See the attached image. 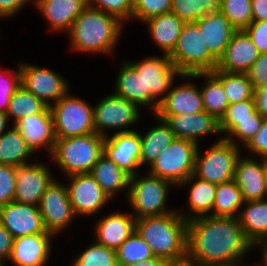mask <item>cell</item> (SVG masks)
Instances as JSON below:
<instances>
[{
    "label": "cell",
    "instance_id": "1",
    "mask_svg": "<svg viewBox=\"0 0 267 266\" xmlns=\"http://www.w3.org/2000/svg\"><path fill=\"white\" fill-rule=\"evenodd\" d=\"M253 247L238 218L203 216L187 221V262L231 266L242 262Z\"/></svg>",
    "mask_w": 267,
    "mask_h": 266
},
{
    "label": "cell",
    "instance_id": "2",
    "mask_svg": "<svg viewBox=\"0 0 267 266\" xmlns=\"http://www.w3.org/2000/svg\"><path fill=\"white\" fill-rule=\"evenodd\" d=\"M136 232L151 248L154 256L181 266L187 258V221L179 211L162 216L136 219Z\"/></svg>",
    "mask_w": 267,
    "mask_h": 266
},
{
    "label": "cell",
    "instance_id": "3",
    "mask_svg": "<svg viewBox=\"0 0 267 266\" xmlns=\"http://www.w3.org/2000/svg\"><path fill=\"white\" fill-rule=\"evenodd\" d=\"M124 22L116 16L89 5L77 16L68 34L71 50L91 53H113Z\"/></svg>",
    "mask_w": 267,
    "mask_h": 266
},
{
    "label": "cell",
    "instance_id": "4",
    "mask_svg": "<svg viewBox=\"0 0 267 266\" xmlns=\"http://www.w3.org/2000/svg\"><path fill=\"white\" fill-rule=\"evenodd\" d=\"M105 137L96 133L56 139L50 155L64 175L90 173L103 155Z\"/></svg>",
    "mask_w": 267,
    "mask_h": 266
},
{
    "label": "cell",
    "instance_id": "5",
    "mask_svg": "<svg viewBox=\"0 0 267 266\" xmlns=\"http://www.w3.org/2000/svg\"><path fill=\"white\" fill-rule=\"evenodd\" d=\"M168 56L182 75L212 72L218 65L194 22L184 23L177 44Z\"/></svg>",
    "mask_w": 267,
    "mask_h": 266
},
{
    "label": "cell",
    "instance_id": "6",
    "mask_svg": "<svg viewBox=\"0 0 267 266\" xmlns=\"http://www.w3.org/2000/svg\"><path fill=\"white\" fill-rule=\"evenodd\" d=\"M56 139L95 133L94 107L69 93L49 107Z\"/></svg>",
    "mask_w": 267,
    "mask_h": 266
},
{
    "label": "cell",
    "instance_id": "7",
    "mask_svg": "<svg viewBox=\"0 0 267 266\" xmlns=\"http://www.w3.org/2000/svg\"><path fill=\"white\" fill-rule=\"evenodd\" d=\"M130 177L129 191L127 192L132 215L138 219L145 216H162L176 212L166 207L169 188L173 187L170 181L148 174V176ZM172 185V186H171Z\"/></svg>",
    "mask_w": 267,
    "mask_h": 266
},
{
    "label": "cell",
    "instance_id": "8",
    "mask_svg": "<svg viewBox=\"0 0 267 266\" xmlns=\"http://www.w3.org/2000/svg\"><path fill=\"white\" fill-rule=\"evenodd\" d=\"M198 146L194 141L174 138L151 163L149 173L179 186L194 174Z\"/></svg>",
    "mask_w": 267,
    "mask_h": 266
},
{
    "label": "cell",
    "instance_id": "9",
    "mask_svg": "<svg viewBox=\"0 0 267 266\" xmlns=\"http://www.w3.org/2000/svg\"><path fill=\"white\" fill-rule=\"evenodd\" d=\"M162 56H148L138 63L127 61L138 73L143 75L144 107L151 106L152 114L157 112L160 103L166 97L165 93L172 88L175 77L182 75L168 54Z\"/></svg>",
    "mask_w": 267,
    "mask_h": 266
},
{
    "label": "cell",
    "instance_id": "10",
    "mask_svg": "<svg viewBox=\"0 0 267 266\" xmlns=\"http://www.w3.org/2000/svg\"><path fill=\"white\" fill-rule=\"evenodd\" d=\"M239 149V146L222 137L204 155L197 148L194 175L215 184L234 179L236 162L241 154Z\"/></svg>",
    "mask_w": 267,
    "mask_h": 266
},
{
    "label": "cell",
    "instance_id": "11",
    "mask_svg": "<svg viewBox=\"0 0 267 266\" xmlns=\"http://www.w3.org/2000/svg\"><path fill=\"white\" fill-rule=\"evenodd\" d=\"M140 107L114 93L107 95L94 106L95 133L108 136L107 129H121L117 132L134 131L128 127L139 121ZM128 129H122V128Z\"/></svg>",
    "mask_w": 267,
    "mask_h": 266
},
{
    "label": "cell",
    "instance_id": "12",
    "mask_svg": "<svg viewBox=\"0 0 267 266\" xmlns=\"http://www.w3.org/2000/svg\"><path fill=\"white\" fill-rule=\"evenodd\" d=\"M20 64L21 85L48 107L69 92L68 81L57 72L47 67Z\"/></svg>",
    "mask_w": 267,
    "mask_h": 266
},
{
    "label": "cell",
    "instance_id": "13",
    "mask_svg": "<svg viewBox=\"0 0 267 266\" xmlns=\"http://www.w3.org/2000/svg\"><path fill=\"white\" fill-rule=\"evenodd\" d=\"M38 207L46 231L53 235L69 228V224L76 216L67 187L57 180L45 190Z\"/></svg>",
    "mask_w": 267,
    "mask_h": 266
},
{
    "label": "cell",
    "instance_id": "14",
    "mask_svg": "<svg viewBox=\"0 0 267 266\" xmlns=\"http://www.w3.org/2000/svg\"><path fill=\"white\" fill-rule=\"evenodd\" d=\"M67 187L69 200L76 216H91L105 207L112 200L96 182L90 173L68 176Z\"/></svg>",
    "mask_w": 267,
    "mask_h": 266
},
{
    "label": "cell",
    "instance_id": "15",
    "mask_svg": "<svg viewBox=\"0 0 267 266\" xmlns=\"http://www.w3.org/2000/svg\"><path fill=\"white\" fill-rule=\"evenodd\" d=\"M54 180L46 164L33 162L16 167L14 201L39 206L45 190Z\"/></svg>",
    "mask_w": 267,
    "mask_h": 266
},
{
    "label": "cell",
    "instance_id": "16",
    "mask_svg": "<svg viewBox=\"0 0 267 266\" xmlns=\"http://www.w3.org/2000/svg\"><path fill=\"white\" fill-rule=\"evenodd\" d=\"M140 149L141 138L137 131L116 132L104 139L103 154L130 177L139 174Z\"/></svg>",
    "mask_w": 267,
    "mask_h": 266
},
{
    "label": "cell",
    "instance_id": "17",
    "mask_svg": "<svg viewBox=\"0 0 267 266\" xmlns=\"http://www.w3.org/2000/svg\"><path fill=\"white\" fill-rule=\"evenodd\" d=\"M0 223L13 238L30 234H51L44 227L38 206L12 201L0 208Z\"/></svg>",
    "mask_w": 267,
    "mask_h": 266
},
{
    "label": "cell",
    "instance_id": "18",
    "mask_svg": "<svg viewBox=\"0 0 267 266\" xmlns=\"http://www.w3.org/2000/svg\"><path fill=\"white\" fill-rule=\"evenodd\" d=\"M164 120L174 133L175 138L194 141L199 144V139L208 134H219V120L206 111L195 114L156 115Z\"/></svg>",
    "mask_w": 267,
    "mask_h": 266
},
{
    "label": "cell",
    "instance_id": "19",
    "mask_svg": "<svg viewBox=\"0 0 267 266\" xmlns=\"http://www.w3.org/2000/svg\"><path fill=\"white\" fill-rule=\"evenodd\" d=\"M259 52L245 30H237L227 45L215 70L246 73L258 59Z\"/></svg>",
    "mask_w": 267,
    "mask_h": 266
},
{
    "label": "cell",
    "instance_id": "20",
    "mask_svg": "<svg viewBox=\"0 0 267 266\" xmlns=\"http://www.w3.org/2000/svg\"><path fill=\"white\" fill-rule=\"evenodd\" d=\"M53 234H30L15 238L9 260L15 266H45Z\"/></svg>",
    "mask_w": 267,
    "mask_h": 266
},
{
    "label": "cell",
    "instance_id": "21",
    "mask_svg": "<svg viewBox=\"0 0 267 266\" xmlns=\"http://www.w3.org/2000/svg\"><path fill=\"white\" fill-rule=\"evenodd\" d=\"M15 127L34 153L40 148H46L51 155L56 138L49 107L43 113L22 118L15 124Z\"/></svg>",
    "mask_w": 267,
    "mask_h": 266
},
{
    "label": "cell",
    "instance_id": "22",
    "mask_svg": "<svg viewBox=\"0 0 267 266\" xmlns=\"http://www.w3.org/2000/svg\"><path fill=\"white\" fill-rule=\"evenodd\" d=\"M259 160L261 162L254 157L241 158L239 156L236 162L234 180L242 192L245 202L267 198L263 158H259Z\"/></svg>",
    "mask_w": 267,
    "mask_h": 266
},
{
    "label": "cell",
    "instance_id": "23",
    "mask_svg": "<svg viewBox=\"0 0 267 266\" xmlns=\"http://www.w3.org/2000/svg\"><path fill=\"white\" fill-rule=\"evenodd\" d=\"M94 230L98 244L117 250L136 231V218L132 213L113 212L100 219Z\"/></svg>",
    "mask_w": 267,
    "mask_h": 266
},
{
    "label": "cell",
    "instance_id": "24",
    "mask_svg": "<svg viewBox=\"0 0 267 266\" xmlns=\"http://www.w3.org/2000/svg\"><path fill=\"white\" fill-rule=\"evenodd\" d=\"M194 23L210 53L219 60L237 30L223 13L205 15Z\"/></svg>",
    "mask_w": 267,
    "mask_h": 266
},
{
    "label": "cell",
    "instance_id": "25",
    "mask_svg": "<svg viewBox=\"0 0 267 266\" xmlns=\"http://www.w3.org/2000/svg\"><path fill=\"white\" fill-rule=\"evenodd\" d=\"M38 11L49 22L52 31L71 29L77 16L88 6V0H34Z\"/></svg>",
    "mask_w": 267,
    "mask_h": 266
},
{
    "label": "cell",
    "instance_id": "26",
    "mask_svg": "<svg viewBox=\"0 0 267 266\" xmlns=\"http://www.w3.org/2000/svg\"><path fill=\"white\" fill-rule=\"evenodd\" d=\"M195 85L186 82L170 89L155 115L195 114L205 111L201 91Z\"/></svg>",
    "mask_w": 267,
    "mask_h": 266
},
{
    "label": "cell",
    "instance_id": "27",
    "mask_svg": "<svg viewBox=\"0 0 267 266\" xmlns=\"http://www.w3.org/2000/svg\"><path fill=\"white\" fill-rule=\"evenodd\" d=\"M189 200H188V208H190L189 214H183L179 212L180 216L189 221L194 218L210 216L211 211L213 209V204L215 201V192L217 188V184L211 183L205 180H202L196 177L194 174L191 175L188 179L182 182L178 188H182L187 184H191ZM192 212V215L190 213ZM190 215V216H189Z\"/></svg>",
    "mask_w": 267,
    "mask_h": 266
},
{
    "label": "cell",
    "instance_id": "28",
    "mask_svg": "<svg viewBox=\"0 0 267 266\" xmlns=\"http://www.w3.org/2000/svg\"><path fill=\"white\" fill-rule=\"evenodd\" d=\"M238 220L247 239L254 245L267 241V198L244 202Z\"/></svg>",
    "mask_w": 267,
    "mask_h": 266
},
{
    "label": "cell",
    "instance_id": "29",
    "mask_svg": "<svg viewBox=\"0 0 267 266\" xmlns=\"http://www.w3.org/2000/svg\"><path fill=\"white\" fill-rule=\"evenodd\" d=\"M144 22L163 54L169 55L177 44L184 22L171 12L151 17Z\"/></svg>",
    "mask_w": 267,
    "mask_h": 266
},
{
    "label": "cell",
    "instance_id": "30",
    "mask_svg": "<svg viewBox=\"0 0 267 266\" xmlns=\"http://www.w3.org/2000/svg\"><path fill=\"white\" fill-rule=\"evenodd\" d=\"M90 174L111 199L122 189L129 191L130 176L104 154L92 167Z\"/></svg>",
    "mask_w": 267,
    "mask_h": 266
},
{
    "label": "cell",
    "instance_id": "31",
    "mask_svg": "<svg viewBox=\"0 0 267 266\" xmlns=\"http://www.w3.org/2000/svg\"><path fill=\"white\" fill-rule=\"evenodd\" d=\"M158 124L140 135L141 149H140V163L151 165V163L161 154V151L168 147L174 140L175 136L170 126L162 119L158 118L155 114Z\"/></svg>",
    "mask_w": 267,
    "mask_h": 266
},
{
    "label": "cell",
    "instance_id": "32",
    "mask_svg": "<svg viewBox=\"0 0 267 266\" xmlns=\"http://www.w3.org/2000/svg\"><path fill=\"white\" fill-rule=\"evenodd\" d=\"M181 77L183 79L204 78V87L200 89L204 110L220 120L229 106V101L221 82L211 72L181 75Z\"/></svg>",
    "mask_w": 267,
    "mask_h": 266
},
{
    "label": "cell",
    "instance_id": "33",
    "mask_svg": "<svg viewBox=\"0 0 267 266\" xmlns=\"http://www.w3.org/2000/svg\"><path fill=\"white\" fill-rule=\"evenodd\" d=\"M33 154L34 151L15 125L0 136V164L18 167L27 164Z\"/></svg>",
    "mask_w": 267,
    "mask_h": 266
},
{
    "label": "cell",
    "instance_id": "34",
    "mask_svg": "<svg viewBox=\"0 0 267 266\" xmlns=\"http://www.w3.org/2000/svg\"><path fill=\"white\" fill-rule=\"evenodd\" d=\"M244 202L242 192L234 179L217 184L212 209L214 211L210 216L238 218L240 208H242Z\"/></svg>",
    "mask_w": 267,
    "mask_h": 266
},
{
    "label": "cell",
    "instance_id": "35",
    "mask_svg": "<svg viewBox=\"0 0 267 266\" xmlns=\"http://www.w3.org/2000/svg\"><path fill=\"white\" fill-rule=\"evenodd\" d=\"M116 78L114 94L144 107V82L142 73H138L127 61L123 62Z\"/></svg>",
    "mask_w": 267,
    "mask_h": 266
},
{
    "label": "cell",
    "instance_id": "36",
    "mask_svg": "<svg viewBox=\"0 0 267 266\" xmlns=\"http://www.w3.org/2000/svg\"><path fill=\"white\" fill-rule=\"evenodd\" d=\"M222 84L229 104L254 99V87L246 73L214 70L211 72Z\"/></svg>",
    "mask_w": 267,
    "mask_h": 266
},
{
    "label": "cell",
    "instance_id": "37",
    "mask_svg": "<svg viewBox=\"0 0 267 266\" xmlns=\"http://www.w3.org/2000/svg\"><path fill=\"white\" fill-rule=\"evenodd\" d=\"M171 13L184 23L196 22L205 15L221 13V0H172Z\"/></svg>",
    "mask_w": 267,
    "mask_h": 266
},
{
    "label": "cell",
    "instance_id": "38",
    "mask_svg": "<svg viewBox=\"0 0 267 266\" xmlns=\"http://www.w3.org/2000/svg\"><path fill=\"white\" fill-rule=\"evenodd\" d=\"M48 106L22 85L12 95L6 114L12 116L13 125L26 116L43 113Z\"/></svg>",
    "mask_w": 267,
    "mask_h": 266
},
{
    "label": "cell",
    "instance_id": "39",
    "mask_svg": "<svg viewBox=\"0 0 267 266\" xmlns=\"http://www.w3.org/2000/svg\"><path fill=\"white\" fill-rule=\"evenodd\" d=\"M116 256L118 266H126L155 257L151 248L136 231L116 250Z\"/></svg>",
    "mask_w": 267,
    "mask_h": 266
},
{
    "label": "cell",
    "instance_id": "40",
    "mask_svg": "<svg viewBox=\"0 0 267 266\" xmlns=\"http://www.w3.org/2000/svg\"><path fill=\"white\" fill-rule=\"evenodd\" d=\"M71 266H118L116 250L94 242L77 256Z\"/></svg>",
    "mask_w": 267,
    "mask_h": 266
},
{
    "label": "cell",
    "instance_id": "41",
    "mask_svg": "<svg viewBox=\"0 0 267 266\" xmlns=\"http://www.w3.org/2000/svg\"><path fill=\"white\" fill-rule=\"evenodd\" d=\"M221 13L236 30H245L253 21L251 0H221Z\"/></svg>",
    "mask_w": 267,
    "mask_h": 266
},
{
    "label": "cell",
    "instance_id": "42",
    "mask_svg": "<svg viewBox=\"0 0 267 266\" xmlns=\"http://www.w3.org/2000/svg\"><path fill=\"white\" fill-rule=\"evenodd\" d=\"M262 121L263 117L257 112V110H255L252 113V118L235 119V125L222 138L237 146H239V144L236 141L239 140L242 146L245 147V145L259 130Z\"/></svg>",
    "mask_w": 267,
    "mask_h": 266
},
{
    "label": "cell",
    "instance_id": "43",
    "mask_svg": "<svg viewBox=\"0 0 267 266\" xmlns=\"http://www.w3.org/2000/svg\"><path fill=\"white\" fill-rule=\"evenodd\" d=\"M255 110L254 99L229 104L225 114L219 120L221 135L226 134L235 125V119L252 118V113Z\"/></svg>",
    "mask_w": 267,
    "mask_h": 266
},
{
    "label": "cell",
    "instance_id": "44",
    "mask_svg": "<svg viewBox=\"0 0 267 266\" xmlns=\"http://www.w3.org/2000/svg\"><path fill=\"white\" fill-rule=\"evenodd\" d=\"M172 0H134L132 19L146 21L147 19L171 12Z\"/></svg>",
    "mask_w": 267,
    "mask_h": 266
},
{
    "label": "cell",
    "instance_id": "45",
    "mask_svg": "<svg viewBox=\"0 0 267 266\" xmlns=\"http://www.w3.org/2000/svg\"><path fill=\"white\" fill-rule=\"evenodd\" d=\"M20 85L21 75L19 65L16 71L10 70V68L5 70L0 69V111L7 112L10 99Z\"/></svg>",
    "mask_w": 267,
    "mask_h": 266
},
{
    "label": "cell",
    "instance_id": "46",
    "mask_svg": "<svg viewBox=\"0 0 267 266\" xmlns=\"http://www.w3.org/2000/svg\"><path fill=\"white\" fill-rule=\"evenodd\" d=\"M88 5L116 16L120 21L132 19L134 0H88Z\"/></svg>",
    "mask_w": 267,
    "mask_h": 266
},
{
    "label": "cell",
    "instance_id": "47",
    "mask_svg": "<svg viewBox=\"0 0 267 266\" xmlns=\"http://www.w3.org/2000/svg\"><path fill=\"white\" fill-rule=\"evenodd\" d=\"M16 167L0 164V208L14 201Z\"/></svg>",
    "mask_w": 267,
    "mask_h": 266
},
{
    "label": "cell",
    "instance_id": "48",
    "mask_svg": "<svg viewBox=\"0 0 267 266\" xmlns=\"http://www.w3.org/2000/svg\"><path fill=\"white\" fill-rule=\"evenodd\" d=\"M245 31L251 37L259 54L267 53V20L252 21Z\"/></svg>",
    "mask_w": 267,
    "mask_h": 266
},
{
    "label": "cell",
    "instance_id": "49",
    "mask_svg": "<svg viewBox=\"0 0 267 266\" xmlns=\"http://www.w3.org/2000/svg\"><path fill=\"white\" fill-rule=\"evenodd\" d=\"M245 146L249 152L257 154L256 157L267 158V118H263L259 130Z\"/></svg>",
    "mask_w": 267,
    "mask_h": 266
},
{
    "label": "cell",
    "instance_id": "50",
    "mask_svg": "<svg viewBox=\"0 0 267 266\" xmlns=\"http://www.w3.org/2000/svg\"><path fill=\"white\" fill-rule=\"evenodd\" d=\"M254 89L267 84V53L259 54L258 59L246 72Z\"/></svg>",
    "mask_w": 267,
    "mask_h": 266
},
{
    "label": "cell",
    "instance_id": "51",
    "mask_svg": "<svg viewBox=\"0 0 267 266\" xmlns=\"http://www.w3.org/2000/svg\"><path fill=\"white\" fill-rule=\"evenodd\" d=\"M32 0H0V18L13 17Z\"/></svg>",
    "mask_w": 267,
    "mask_h": 266
},
{
    "label": "cell",
    "instance_id": "52",
    "mask_svg": "<svg viewBox=\"0 0 267 266\" xmlns=\"http://www.w3.org/2000/svg\"><path fill=\"white\" fill-rule=\"evenodd\" d=\"M14 238L11 233L0 223V261L9 260Z\"/></svg>",
    "mask_w": 267,
    "mask_h": 266
},
{
    "label": "cell",
    "instance_id": "53",
    "mask_svg": "<svg viewBox=\"0 0 267 266\" xmlns=\"http://www.w3.org/2000/svg\"><path fill=\"white\" fill-rule=\"evenodd\" d=\"M254 100L257 112L263 118H267V84L255 89Z\"/></svg>",
    "mask_w": 267,
    "mask_h": 266
},
{
    "label": "cell",
    "instance_id": "54",
    "mask_svg": "<svg viewBox=\"0 0 267 266\" xmlns=\"http://www.w3.org/2000/svg\"><path fill=\"white\" fill-rule=\"evenodd\" d=\"M253 21L267 20V0H251Z\"/></svg>",
    "mask_w": 267,
    "mask_h": 266
},
{
    "label": "cell",
    "instance_id": "55",
    "mask_svg": "<svg viewBox=\"0 0 267 266\" xmlns=\"http://www.w3.org/2000/svg\"><path fill=\"white\" fill-rule=\"evenodd\" d=\"M126 266H173V265L169 263L166 259L155 256L153 258L142 260L137 263H133Z\"/></svg>",
    "mask_w": 267,
    "mask_h": 266
},
{
    "label": "cell",
    "instance_id": "56",
    "mask_svg": "<svg viewBox=\"0 0 267 266\" xmlns=\"http://www.w3.org/2000/svg\"><path fill=\"white\" fill-rule=\"evenodd\" d=\"M9 118L5 112L0 111V136L6 132Z\"/></svg>",
    "mask_w": 267,
    "mask_h": 266
},
{
    "label": "cell",
    "instance_id": "57",
    "mask_svg": "<svg viewBox=\"0 0 267 266\" xmlns=\"http://www.w3.org/2000/svg\"><path fill=\"white\" fill-rule=\"evenodd\" d=\"M256 245H257V247L259 245L260 246L259 248L263 249L262 250V257H263L262 260H263V262L260 265L261 266H267V241H263V242L258 243Z\"/></svg>",
    "mask_w": 267,
    "mask_h": 266
},
{
    "label": "cell",
    "instance_id": "58",
    "mask_svg": "<svg viewBox=\"0 0 267 266\" xmlns=\"http://www.w3.org/2000/svg\"><path fill=\"white\" fill-rule=\"evenodd\" d=\"M263 171H264V179H265L266 194H267V158H263Z\"/></svg>",
    "mask_w": 267,
    "mask_h": 266
},
{
    "label": "cell",
    "instance_id": "59",
    "mask_svg": "<svg viewBox=\"0 0 267 266\" xmlns=\"http://www.w3.org/2000/svg\"><path fill=\"white\" fill-rule=\"evenodd\" d=\"M181 266H228V265H204L185 261Z\"/></svg>",
    "mask_w": 267,
    "mask_h": 266
},
{
    "label": "cell",
    "instance_id": "60",
    "mask_svg": "<svg viewBox=\"0 0 267 266\" xmlns=\"http://www.w3.org/2000/svg\"><path fill=\"white\" fill-rule=\"evenodd\" d=\"M242 262H239V263H235L234 265H231V266H243L242 264H241ZM249 266V265H248ZM250 266H253V265H250ZM254 266H261L260 264H256V265H254Z\"/></svg>",
    "mask_w": 267,
    "mask_h": 266
},
{
    "label": "cell",
    "instance_id": "61",
    "mask_svg": "<svg viewBox=\"0 0 267 266\" xmlns=\"http://www.w3.org/2000/svg\"><path fill=\"white\" fill-rule=\"evenodd\" d=\"M0 266H5V263L0 261Z\"/></svg>",
    "mask_w": 267,
    "mask_h": 266
}]
</instances>
